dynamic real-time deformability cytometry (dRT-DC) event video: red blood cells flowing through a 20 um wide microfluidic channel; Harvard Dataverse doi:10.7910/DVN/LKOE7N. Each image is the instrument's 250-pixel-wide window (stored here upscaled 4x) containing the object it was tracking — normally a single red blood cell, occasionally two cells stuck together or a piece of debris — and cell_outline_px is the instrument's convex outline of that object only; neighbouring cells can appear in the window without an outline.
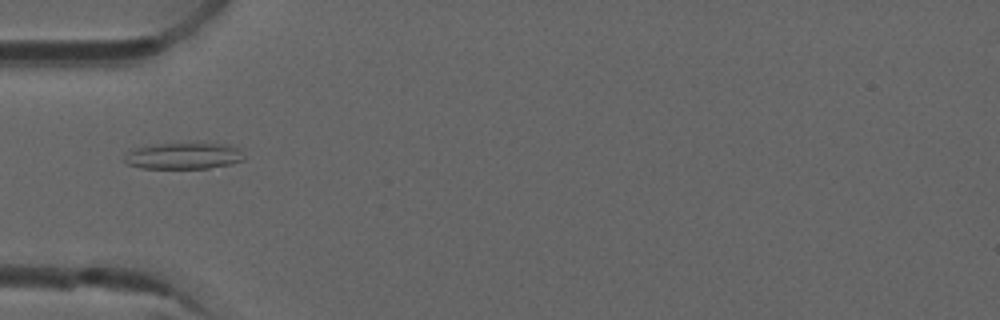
{"species": "common noctule bat (a hibernating species)", "species_latin": "Nyctalus noctula", "temperature_condition": "room temperature", "stored_images_in_passage": 37, "camera_frame_rate_fps": 3000, "um_per_image_px": 0.085, "animal": {"sex": "male", "forearm_length_mm": 52.5}, "frame": {"image": 1, "passage_image": 2, "time_ms": 0.333, "image_size_px": [1000, 320], "cell_outline_px": [[244, 160], [228, 164], [208, 168], [140, 168], [128, 164], [124, 160], [124, 156], [128, 152], [136, 148], [156, 144], [188, 140], [224, 144], [240, 148]], "centroid_in_image_um": [15.62, 13.2], "position_along_channel_um": 69.4, "area_um2": 19.02}}
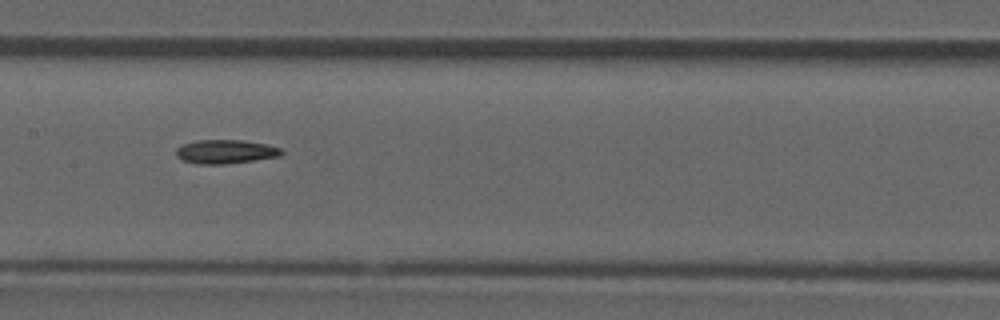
{"frame": {"image": 2, "passage_image": 11, "time_ms": 3.333, "image_size_px": [1000, 320], "cell_outline_px": [[284, 152], [280, 156], [224, 164], [196, 164], [184, 160], [176, 156], [176, 148], [184, 144], [196, 140], [244, 140], [268, 144], [280, 148]], "centroid_in_image_um": [19.17, 12.88], "position_along_channel_um": 188.2, "area_um2": 14.62}}
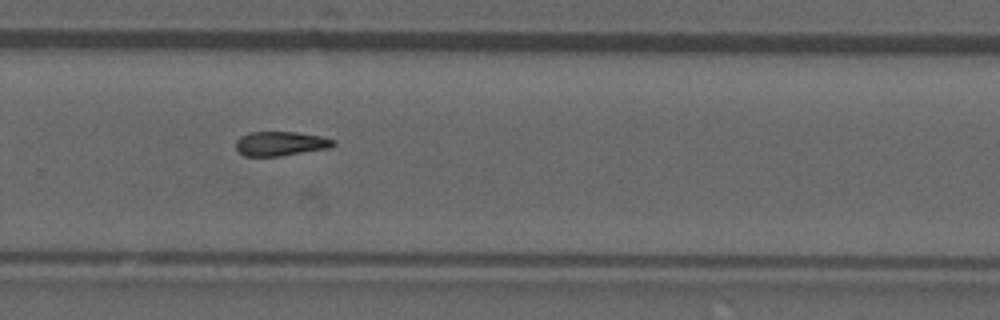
{"frame": {"image": 3, "passage_image": 20, "time_ms": 6.333, "image_size_px": [1000, 320], "cell_outline_px": [[336, 144], [332, 148], [280, 156], [244, 156], [236, 148], [236, 140], [240, 136], [248, 132], [296, 132], [320, 136], [336, 140]], "centroid_in_image_um": [23.88, 12.21], "position_along_channel_um": 305.9, "area_um2": 13.99}}